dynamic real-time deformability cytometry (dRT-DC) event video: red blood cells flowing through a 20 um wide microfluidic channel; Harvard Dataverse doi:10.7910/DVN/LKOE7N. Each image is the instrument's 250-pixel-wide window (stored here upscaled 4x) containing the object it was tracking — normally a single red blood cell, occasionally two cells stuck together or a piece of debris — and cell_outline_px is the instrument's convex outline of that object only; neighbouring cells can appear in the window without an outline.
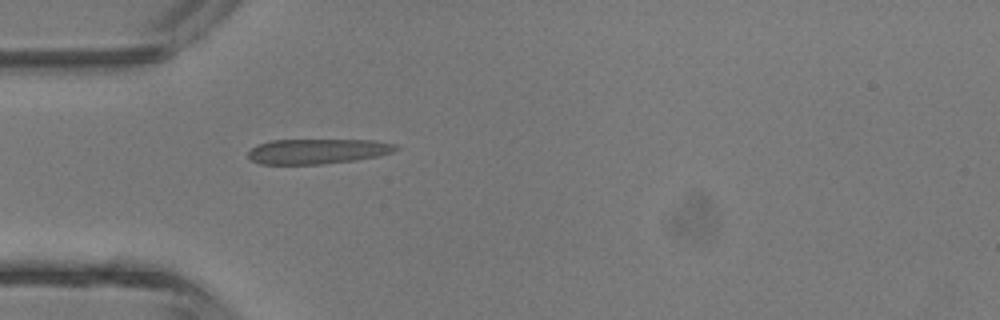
{"species": "common noctule bat (a hibernating species)", "species_latin": "Nyctalus noctula", "temperature_condition": "room temperature", "stored_images_in_passage": 3, "camera_frame_rate_fps": 3000, "um_per_image_px": 0.085, "animal": {"sex": "male", "body_mass_g": 13.3}, "frame": {"image": 1, "passage_image": 3, "time_ms": 3.333, "image_size_px": [1000, 320], "cell_outline_px": [[400, 148], [392, 152], [380, 156], [356, 160], [320, 164], [260, 164], [252, 160], [248, 156], [248, 152], [252, 148], [260, 144], [272, 140], [372, 140], [396, 144]], "centroid_in_image_um": [27.03, 12.86], "position_along_channel_um": 58.0, "area_um2": 21.5}}